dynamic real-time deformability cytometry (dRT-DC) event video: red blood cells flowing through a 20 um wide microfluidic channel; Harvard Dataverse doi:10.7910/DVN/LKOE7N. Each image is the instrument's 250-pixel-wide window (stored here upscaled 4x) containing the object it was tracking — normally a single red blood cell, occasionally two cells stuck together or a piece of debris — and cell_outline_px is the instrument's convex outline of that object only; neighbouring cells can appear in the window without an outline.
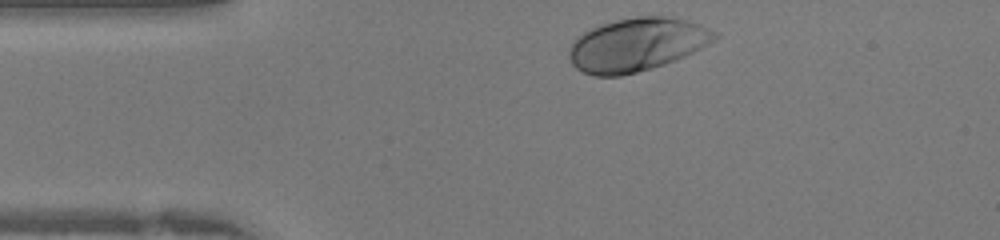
{"species": "human", "species_latin": "Homo sapiens", "temperature_condition": "warm", "stored_images_in_passage": 27, "camera_frame_rate_fps": 3000, "um_per_image_px": 0.085, "donor": {"sex": "female"}, "frame": {"image": 1, "passage_image": 1, "time_ms": 0.0, "image_size_px": [1000, 240], "cell_outline_px": [[720, 36], [716, 40], [684, 56], [664, 64], [636, 72], [620, 76], [596, 76], [584, 72], [576, 68], [572, 64], [568, 56], [568, 52], [572, 40], [576, 36], [600, 24], [616, 20], [636, 16], [668, 16], [688, 20], [700, 24], [720, 32]], "centroid_in_image_um": [54.14, 3.77], "position_along_channel_um": 30.9, "area_um2": 45.43}}
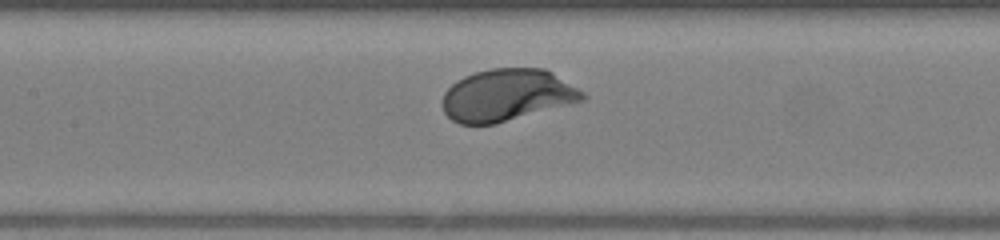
{"frame": {"image": 2, "passage_image": 12, "time_ms": 3.667, "image_size_px": [1000, 240], "cell_outline_px": [[588, 96], [584, 100], [496, 124], [460, 124], [452, 120], [444, 112], [440, 104], [444, 92], [456, 80], [464, 76], [476, 72], [492, 68], [544, 68], [552, 72], [584, 92]], "centroid_in_image_um": [43.07, 8.09], "position_along_channel_um": 164.3, "area_um2": 42.6}}
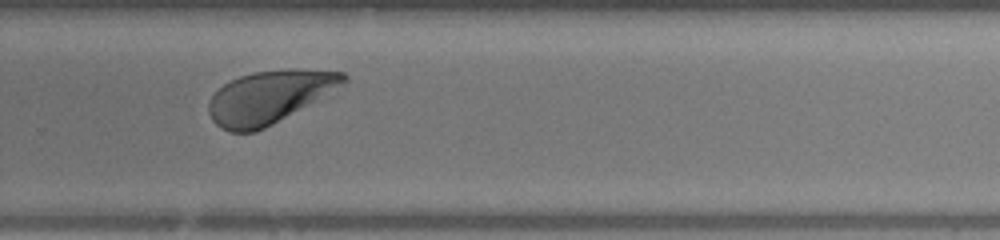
{"frame": {"image": 3, "passage_image": 21, "time_ms": 6.667, "image_size_px": [1000, 240], "cell_outline_px": [[348, 80], [344, 84], [272, 124], [256, 132], [228, 132], [220, 128], [212, 120], [208, 112], [208, 104], [212, 96], [224, 84], [240, 76], [252, 72], [288, 68], [296, 68], [344, 72], [348, 76]], "centroid_in_image_um": [22.87, 8.23], "position_along_channel_um": 306.9, "area_um2": 41.1}}